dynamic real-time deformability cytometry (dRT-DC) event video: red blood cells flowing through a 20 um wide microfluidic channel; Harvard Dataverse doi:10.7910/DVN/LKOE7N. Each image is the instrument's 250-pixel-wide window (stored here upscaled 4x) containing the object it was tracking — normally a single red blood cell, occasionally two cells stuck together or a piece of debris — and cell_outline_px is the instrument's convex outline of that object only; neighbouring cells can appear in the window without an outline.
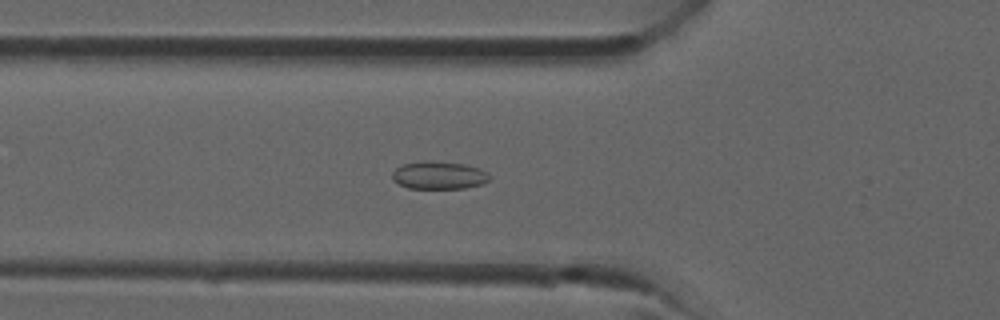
{"species": "common noctule bat (a hibernating species)", "species_latin": "Nyctalus noctula", "temperature_condition": "room temperature", "stored_images_in_passage": 37, "camera_frame_rate_fps": 3000, "um_per_image_px": 0.085, "animal": {"sex": "male", "forearm_length_mm": 52.5}, "frame": {"image": 1, "passage_image": 13, "time_ms": 4.0, "image_size_px": [1000, 320], "cell_outline_px": [[488, 180], [484, 184], [464, 188], [408, 188], [392, 180], [392, 172], [396, 168], [404, 164], [424, 160], [432, 160], [464, 164], [480, 168], [488, 172]], "centroid_in_image_um": [37.3, 14.89], "position_along_channel_um": 88.5, "area_um2": 15.84}}
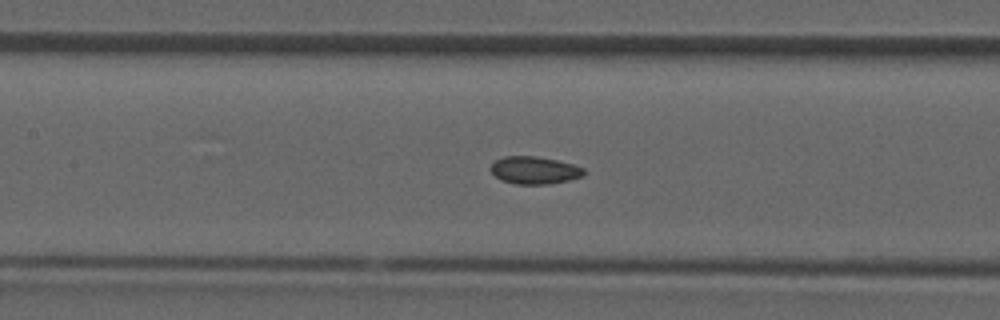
{"frame": {"image": 2, "passage_image": 17, "time_ms": 5.333, "image_size_px": [1000, 320], "cell_outline_px": [[584, 176], [568, 180], [548, 184], [516, 184], [500, 180], [488, 168], [496, 160], [504, 156], [536, 156], [556, 160], [572, 164], [584, 168]], "centroid_in_image_um": [45.41, 14.47], "position_along_channel_um": 162.0, "area_um2": 14.91}}
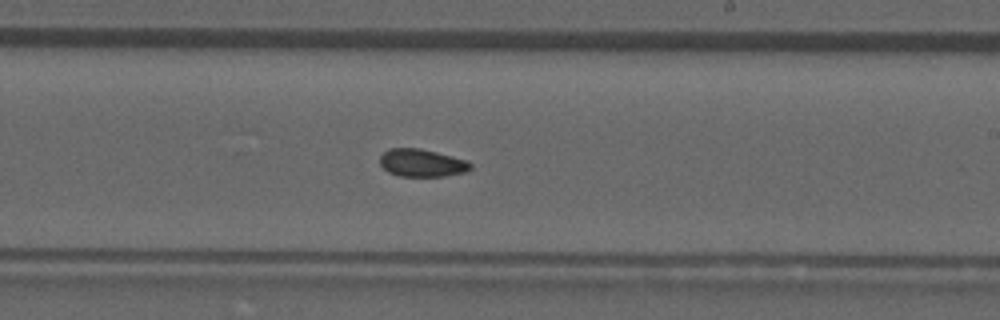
{"frame": {"image": 3, "passage_image": 22, "time_ms": 7.0, "image_size_px": [1000, 320], "cell_outline_px": [[472, 168], [464, 172], [444, 176], [400, 176], [388, 172], [380, 164], [380, 156], [388, 148], [420, 148], [468, 160], [472, 164]], "centroid_in_image_um": [35.86, 13.84], "position_along_channel_um": 253.1, "area_um2": 14.62}}